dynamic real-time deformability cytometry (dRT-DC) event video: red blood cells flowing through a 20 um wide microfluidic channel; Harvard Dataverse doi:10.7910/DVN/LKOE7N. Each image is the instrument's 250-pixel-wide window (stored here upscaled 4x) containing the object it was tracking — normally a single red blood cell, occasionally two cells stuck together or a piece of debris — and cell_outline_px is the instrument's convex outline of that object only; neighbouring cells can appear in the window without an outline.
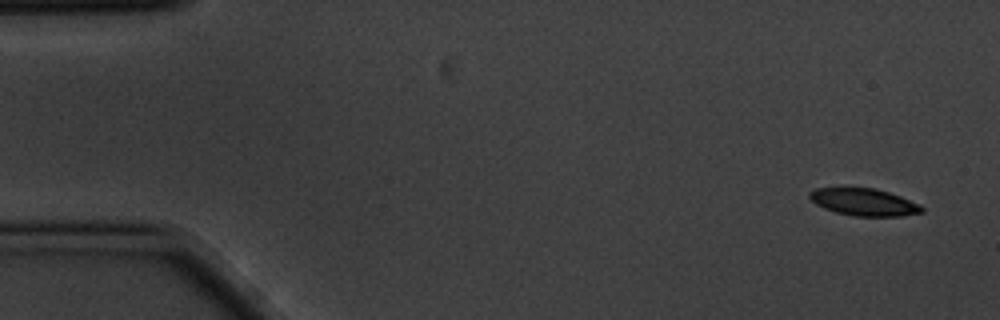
{"species": "common noctule bat (a hibernating species)", "species_latin": "Nyctalus noctula", "temperature_condition": "cold", "stored_images_in_passage": 6, "camera_frame_rate_fps": 3000, "um_per_image_px": 0.085, "animal": {"sex": "male", "body_mass_g": 20.1, "forearm_length_mm": 53.5}, "frame": {"image": 1, "passage_image": 1, "time_ms": 0.0, "image_size_px": [1000, 320], "cell_outline_px": [[924, 212], [900, 216], [852, 216], [836, 212], [824, 208], [816, 204], [808, 196], [808, 192], [816, 188], [848, 184], [876, 188], [900, 196], [920, 204], [924, 208]], "centroid_in_image_um": [73.38, 17.12], "position_along_channel_um": 11.6, "area_um2": 18.67}}
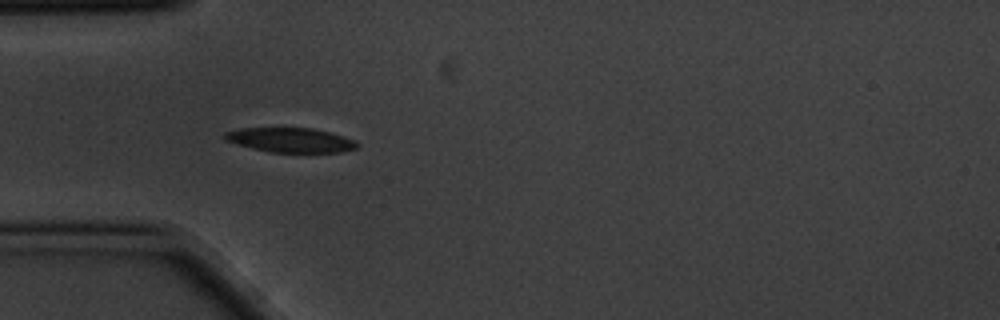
{"frame": {"image": 2, "passage_image": 5, "time_ms": 1.333, "image_size_px": [1000, 320], "cell_outline_px": [[356, 148], [340, 152], [268, 152], [236, 144], [224, 140], [224, 132], [244, 128], [312, 128], [328, 132], [356, 140]], "centroid_in_image_um": [24.65, 11.9], "position_along_channel_um": 60.3, "area_um2": 18.73}}